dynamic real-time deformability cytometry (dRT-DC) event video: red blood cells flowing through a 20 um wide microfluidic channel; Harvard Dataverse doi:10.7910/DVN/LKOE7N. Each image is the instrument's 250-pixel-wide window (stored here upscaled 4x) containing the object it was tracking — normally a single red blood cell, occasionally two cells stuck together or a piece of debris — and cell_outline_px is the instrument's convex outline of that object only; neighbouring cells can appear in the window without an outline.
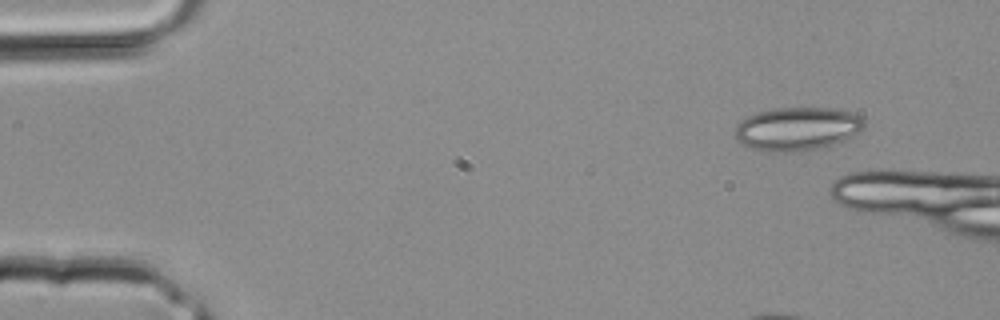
{"species": "common noctule bat (a hibernating species)", "species_latin": "Nyctalus noctula", "temperature_condition": "room temperature", "stored_images_in_passage": 5, "camera_frame_rate_fps": 3000, "um_per_image_px": 0.085, "animal": {"sex": "male", "body_mass_g": 20.4}, "frame": {"image": 1, "passage_image": 1, "time_ms": 0.0, "image_size_px": [1000, 320], "cell_outline_px": [[864, 128], [844, 140], [820, 148], [792, 152], [772, 152], [748, 148], [736, 140], [736, 124], [740, 120], [748, 116], [760, 112], [776, 108], [832, 108], [852, 112], [860, 116], [864, 120]], "centroid_in_image_um": [67.74, 10.95], "position_along_channel_um": 17.3, "area_um2": 32.6}}